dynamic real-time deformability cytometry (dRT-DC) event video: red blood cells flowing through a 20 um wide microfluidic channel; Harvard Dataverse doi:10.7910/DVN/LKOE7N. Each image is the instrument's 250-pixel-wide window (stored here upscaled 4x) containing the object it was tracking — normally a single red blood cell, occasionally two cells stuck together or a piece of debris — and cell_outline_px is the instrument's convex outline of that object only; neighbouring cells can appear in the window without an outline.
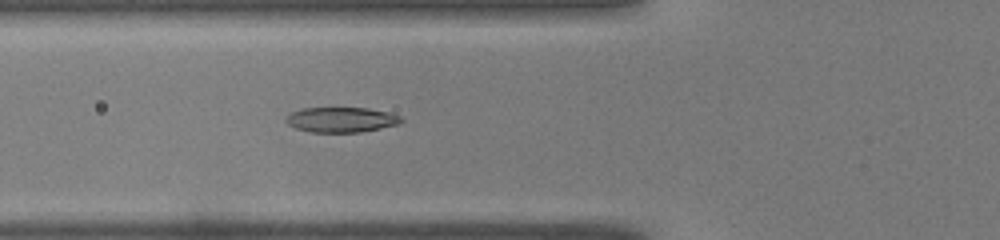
{"species": "common noctule bat (a hibernating species)", "species_latin": "Nyctalus noctula", "temperature_condition": "warm", "stored_images_in_passage": 37, "camera_frame_rate_fps": 3000, "um_per_image_px": 0.085, "animal": {"sex": "male", "body_mass_g": 19.0, "forearm_length_mm": 50.8}, "frame": {"image": 1, "passage_image": 6, "time_ms": 1.667, "image_size_px": [1000, 240], "cell_outline_px": [[404, 120], [400, 124], [360, 132], [312, 132], [296, 128], [288, 124], [284, 120], [292, 112], [300, 108], [368, 108], [388, 112], [400, 116]], "centroid_in_image_um": [29.02, 10.17], "position_along_channel_um": 96.8, "area_um2": 16.82}}
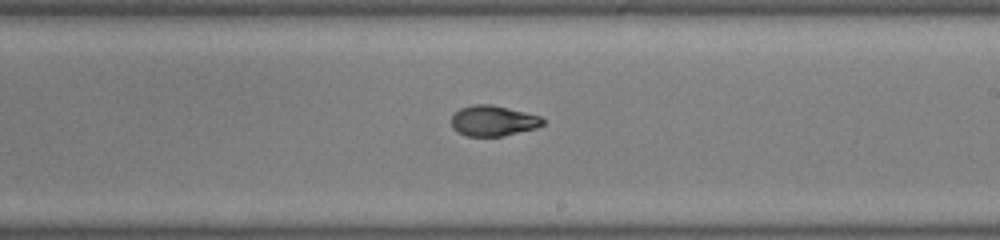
{"frame": {"image": 2, "passage_image": 17, "time_ms": 5.333, "image_size_px": [1000, 240], "cell_outline_px": [[544, 124], [536, 128], [500, 136], [464, 136], [456, 132], [452, 128], [452, 116], [460, 108], [472, 104], [492, 104], [540, 116], [544, 120]], "centroid_in_image_um": [41.88, 10.26], "position_along_channel_um": 247.1, "area_um2": 16.24}}
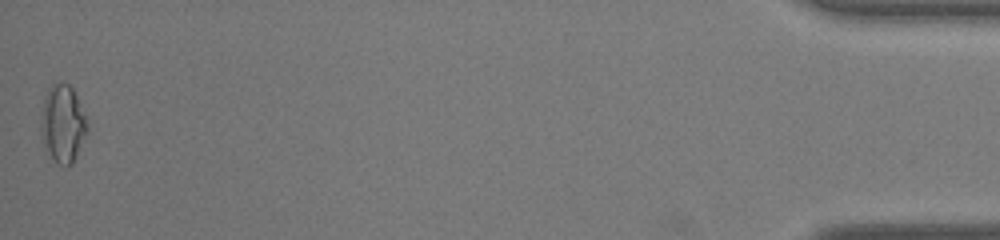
{"frame": {"image": 3, "passage_image": 37, "time_ms": 12.0, "image_size_px": [1000, 240], "cell_outline_px": [[88, 132], [72, 164], [68, 168], [64, 168], [56, 164], [44, 148], [40, 128], [40, 120], [44, 100], [48, 88], [52, 84], [68, 84], [72, 88], [76, 96], [88, 124]], "centroid_in_image_um": [5.32, 10.6], "position_along_channel_um": 429.9, "area_um2": 21.1}, "authors_computed_cell_mechanics": {"area_um2": 17.1088, "velocity_mm_per_s": 4.0997, "shape_relaxation_time_tau1_ms": 6.6535, "shape_relaxation_time_tau2_ms": 1.1554, "deformation_change_tau1": 0.2615, "deformation_change_tau2": 0.0558}}